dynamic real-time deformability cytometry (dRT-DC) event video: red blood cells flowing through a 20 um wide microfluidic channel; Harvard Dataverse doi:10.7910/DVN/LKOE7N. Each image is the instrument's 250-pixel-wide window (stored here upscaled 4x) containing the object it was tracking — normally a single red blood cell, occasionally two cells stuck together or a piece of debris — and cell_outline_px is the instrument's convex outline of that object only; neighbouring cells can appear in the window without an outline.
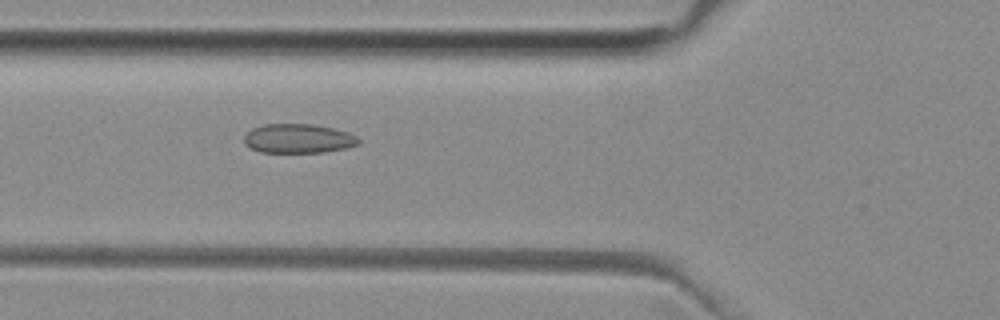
{"species": "common noctule bat (a hibernating species)", "species_latin": "Nyctalus noctula", "temperature_condition": "room temperature", "stored_images_in_passage": 52, "camera_frame_rate_fps": 3000, "um_per_image_px": 0.085, "animal": {"sex": "female", "body_mass_g": 29.2, "forearm_length_mm": 56.3}, "frame": {"image": 1, "passage_image": 19, "time_ms": 6.0, "image_size_px": [1000, 320], "cell_outline_px": [[360, 144], [344, 148], [324, 152], [260, 152], [244, 144], [244, 136], [252, 128], [264, 124], [312, 124], [332, 128], [348, 132], [356, 136], [360, 140]], "centroid_in_image_um": [25.35, 11.77], "position_along_channel_um": 100.5, "area_um2": 19.42}}
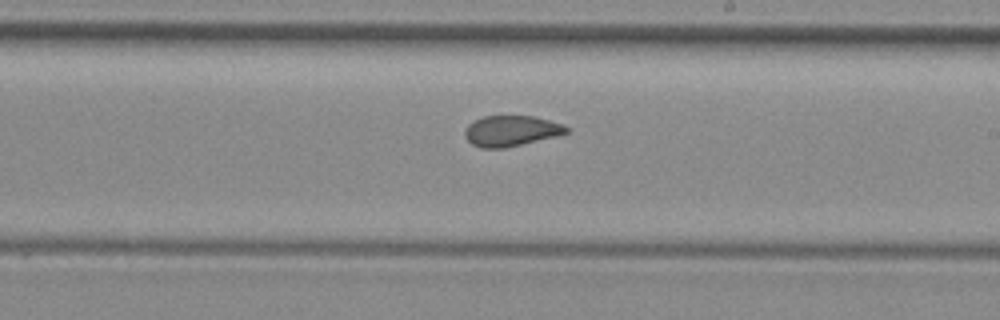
{"frame": {"image": 2, "passage_image": 30, "time_ms": 9.667, "image_size_px": [1000, 320], "cell_outline_px": [[568, 132], [556, 136], [504, 148], [480, 148], [472, 144], [464, 136], [464, 132], [468, 124], [484, 116], [532, 116], [564, 124], [568, 128]], "centroid_in_image_um": [43.43, 11.13], "position_along_channel_um": 245.6, "area_um2": 17.98}}
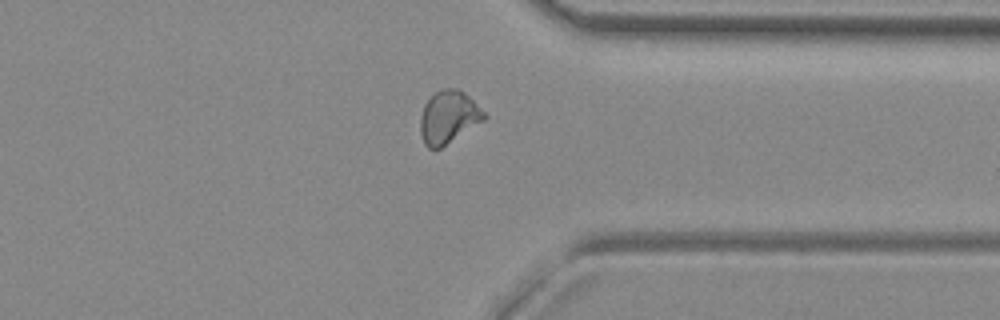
{"frame": {"image": 3, "passage_image": 40, "time_ms": 13.0, "image_size_px": [1000, 320], "cell_outline_px": [[488, 116], [484, 120], [440, 148], [428, 148], [424, 144], [420, 132], [420, 116], [424, 104], [436, 92], [444, 88], [456, 88], [464, 92]], "centroid_in_image_um": [38.1, 9.95], "position_along_channel_um": 373.3, "area_um2": 19.31}, "authors_computed_cell_mechanics": {"area_um2": 19.3052, "velocity_mm_per_s": 3.9494, "shape_relaxation_time_tau1_ms": null, "shape_relaxation_time_tau2_ms": 1.2545, "deformation_change_tau1": null, "deformation_change_tau2": 0.0645}}